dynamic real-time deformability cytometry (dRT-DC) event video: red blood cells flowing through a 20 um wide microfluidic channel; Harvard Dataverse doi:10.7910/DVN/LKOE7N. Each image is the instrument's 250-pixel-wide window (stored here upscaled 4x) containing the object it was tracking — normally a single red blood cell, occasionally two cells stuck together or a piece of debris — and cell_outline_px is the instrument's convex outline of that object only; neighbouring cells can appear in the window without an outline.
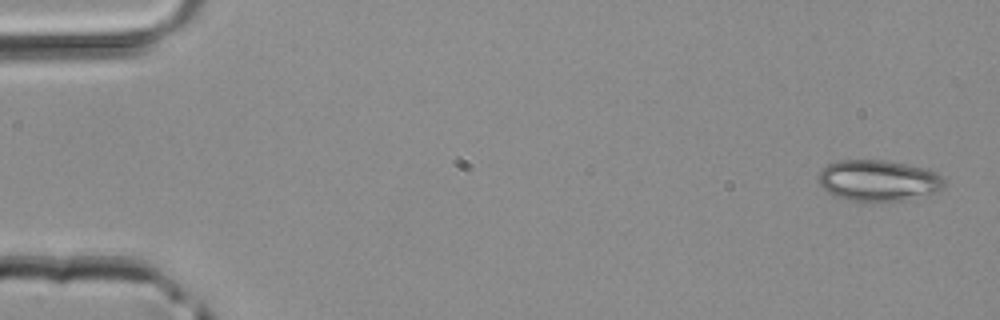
{"species": "common noctule bat (a hibernating species)", "species_latin": "Nyctalus noctula", "temperature_condition": "room temperature", "stored_images_in_passage": 3, "camera_frame_rate_fps": 3000, "um_per_image_px": 0.085, "animal": {"sex": "male", "body_mass_g": 20.4}, "frame": {"image": 1, "passage_image": 1, "time_ms": 0.0, "image_size_px": [1000, 320], "cell_outline_px": [[944, 188], [928, 196], [908, 200], [864, 204], [860, 204], [832, 196], [820, 184], [816, 176], [828, 164], [840, 160], [884, 160], [928, 168], [936, 172], [944, 180]], "centroid_in_image_um": [74.67, 15.4], "position_along_channel_um": 10.3, "area_um2": 31.27}}